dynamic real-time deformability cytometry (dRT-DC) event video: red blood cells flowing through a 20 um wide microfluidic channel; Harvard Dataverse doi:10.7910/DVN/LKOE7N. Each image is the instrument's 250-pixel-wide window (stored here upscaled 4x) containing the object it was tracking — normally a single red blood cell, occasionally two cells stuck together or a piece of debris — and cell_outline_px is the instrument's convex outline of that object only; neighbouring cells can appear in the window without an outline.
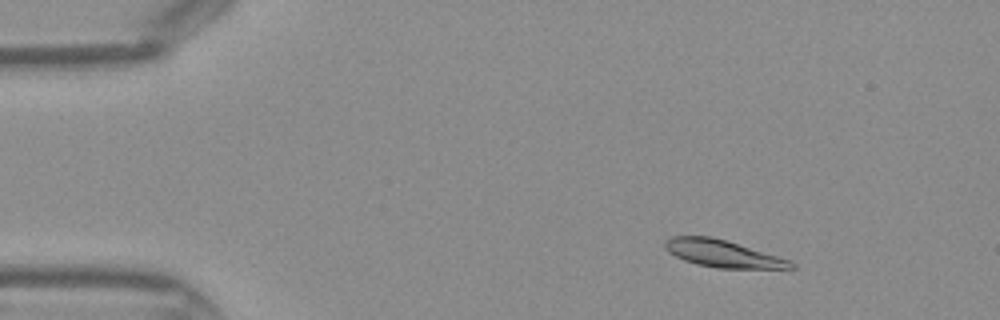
{"species": "Egyptian fruit bat (a non-hibernating species)", "species_latin": "Rousettus aegyptiacus", "temperature_condition": "warm", "stored_images_in_passage": 43, "camera_frame_rate_fps": 3000, "um_per_image_px": 0.085, "frame": {"image": 1, "passage_image": 5, "time_ms": 1.333, "image_size_px": [1000, 320], "cell_outline_px": [[796, 268], [716, 268], [696, 264], [684, 260], [668, 252], [664, 248], [664, 240], [672, 236], [712, 236], [792, 260], [796, 264]], "centroid_in_image_um": [61.42, 21.55], "position_along_channel_um": 23.6, "area_um2": 20.0}}
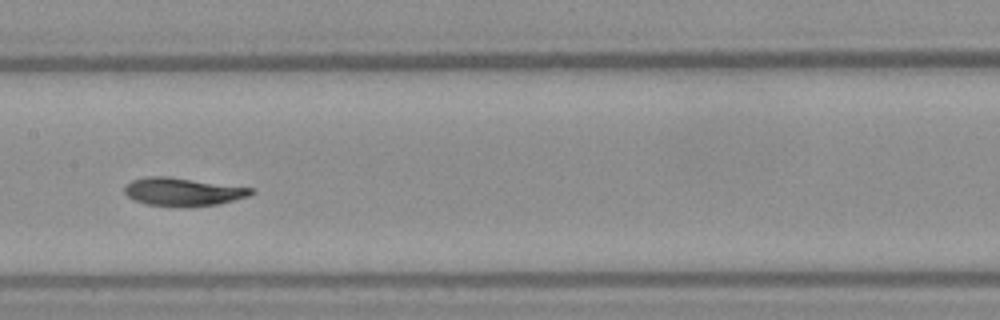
{"frame": {"image": 2, "passage_image": 21, "time_ms": 6.667, "image_size_px": [1000, 320], "cell_outline_px": [[256, 192], [248, 196], [216, 204], [192, 208], [188, 208], [144, 204], [132, 200], [124, 192], [124, 188], [132, 180], [148, 176], [168, 176], [256, 188]], "centroid_in_image_um": [15.56, 16.31], "position_along_channel_um": 191.8, "area_um2": 21.15}}
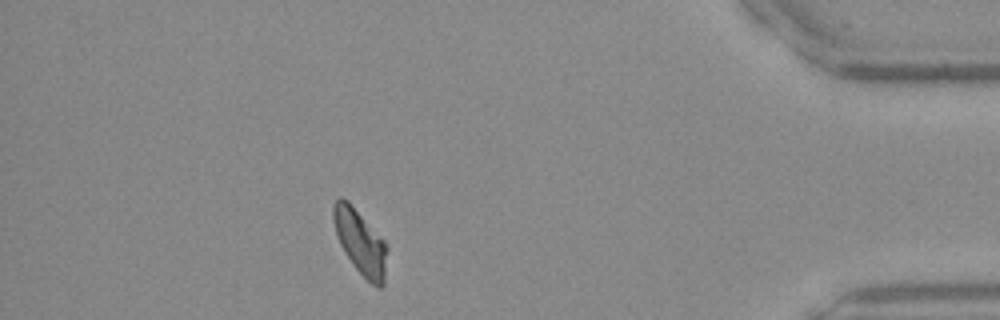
{"frame": {"image": 3, "passage_image": 38, "time_ms": 12.333, "image_size_px": [1000, 320], "cell_outline_px": [[388, 248], [384, 284], [380, 288], [376, 288], [352, 264], [344, 252], [340, 244], [332, 220], [332, 204], [340, 196], [348, 200], [384, 240]], "centroid_in_image_um": [30.62, 20.56], "position_along_channel_um": 404.6, "area_um2": 20.35}}